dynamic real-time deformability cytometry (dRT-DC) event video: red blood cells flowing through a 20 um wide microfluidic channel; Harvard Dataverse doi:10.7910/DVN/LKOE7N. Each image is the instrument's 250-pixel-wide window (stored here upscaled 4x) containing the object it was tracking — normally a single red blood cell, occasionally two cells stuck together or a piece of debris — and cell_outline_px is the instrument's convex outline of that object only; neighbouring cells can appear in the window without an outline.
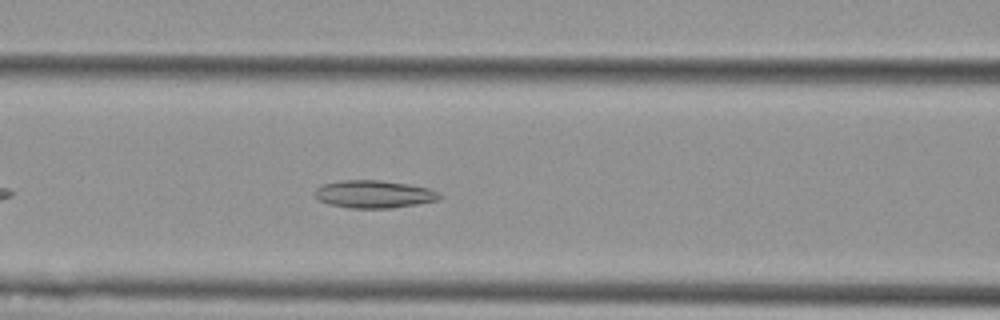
{"species": "Egyptian fruit bat (a non-hibernating species)", "species_latin": "Rousettus aegyptiacus", "temperature_condition": "cold", "stored_images_in_passage": 33, "camera_frame_rate_fps": 3000, "um_per_image_px": 0.085, "animal": {"sex": "female"}, "frame": {"image": 1, "passage_image": 10, "time_ms": 3.0, "image_size_px": [1000, 320], "cell_outline_px": [[440, 200], [392, 208], [352, 208], [328, 204], [320, 200], [316, 196], [316, 188], [324, 184], [340, 180], [380, 180], [408, 184], [428, 188], [440, 192]], "centroid_in_image_um": [31.81, 16.5], "position_along_channel_um": 134.8, "area_um2": 20.0}}
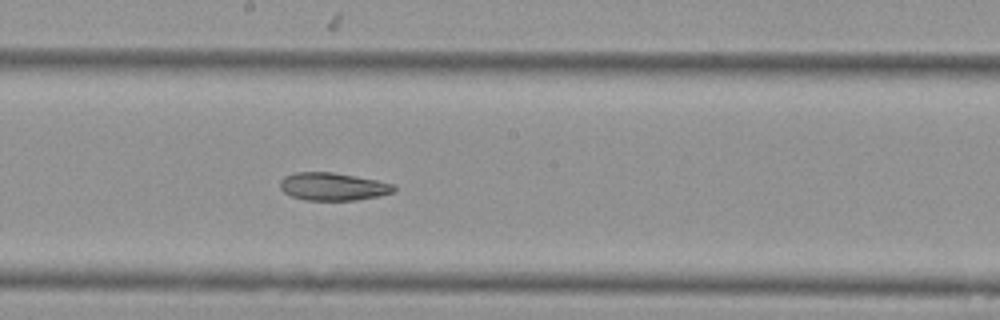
{"frame": {"image": 2, "passage_image": 17, "time_ms": 5.333, "image_size_px": [1000, 320], "cell_outline_px": [[396, 192], [380, 196], [356, 200], [304, 200], [292, 196], [284, 192], [280, 188], [280, 180], [284, 176], [296, 172], [332, 172], [376, 180], [392, 184], [396, 188]], "centroid_in_image_um": [28.3, 15.86], "position_along_channel_um": 219.9, "area_um2": 18.44}}
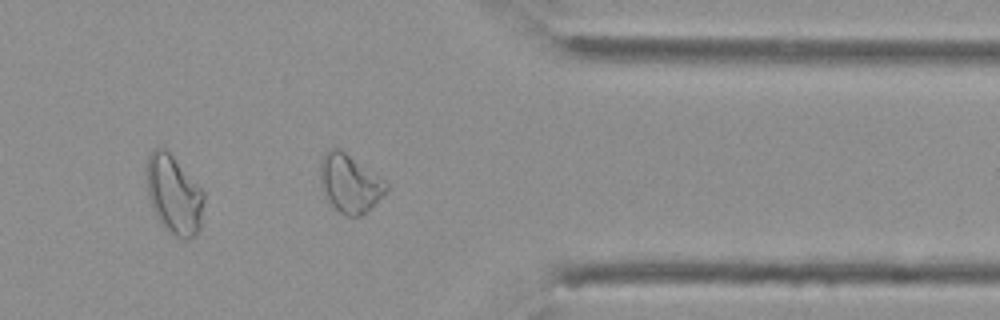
{"frame": {"image": 3, "passage_image": 31, "time_ms": 10.0, "image_size_px": [1000, 320], "cell_outline_px": [[388, 188], [360, 216], [344, 216], [328, 200], [320, 184], [320, 160], [324, 152], [328, 148], [340, 148], [384, 180], [388, 184]], "centroid_in_image_um": [29.67, 15.54], "position_along_channel_um": 381.7, "area_um2": 21.91}, "authors_computed_cell_mechanics": {"area_um2": 19.2474, "velocity_mm_per_s": 3.6669, "shape_relaxation_time_tau1_ms": null, "shape_relaxation_time_tau2_ms": 7.4204, "deformation_change_tau1": null, "deformation_change_tau2": 0.1536}}